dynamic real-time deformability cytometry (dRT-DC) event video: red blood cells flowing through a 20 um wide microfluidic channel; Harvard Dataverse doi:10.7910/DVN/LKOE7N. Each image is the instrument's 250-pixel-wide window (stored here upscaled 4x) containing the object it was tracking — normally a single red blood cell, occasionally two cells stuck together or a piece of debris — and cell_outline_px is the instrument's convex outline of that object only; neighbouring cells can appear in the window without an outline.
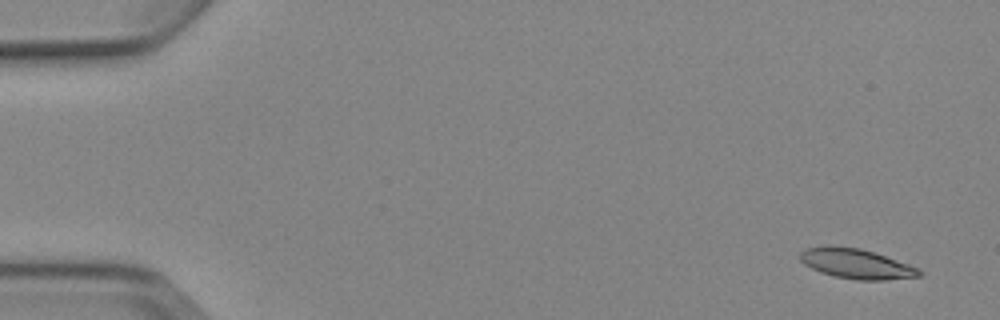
{"species": "Egyptian fruit bat (a non-hibernating species)", "species_latin": "Rousettus aegyptiacus", "temperature_condition": "cold", "stored_images_in_passage": 5, "camera_frame_rate_fps": 3000, "um_per_image_px": 0.085, "animal": {"sex": "female"}, "frame": {"image": 1, "passage_image": 1, "time_ms": 0.0, "image_size_px": [1000, 320], "cell_outline_px": [[924, 272], [920, 276], [884, 280], [856, 280], [836, 276], [820, 272], [804, 264], [800, 260], [800, 252], [804, 248], [824, 244], [832, 244], [860, 248], [908, 264]], "centroid_in_image_um": [72.71, 22.39], "position_along_channel_um": 12.3, "area_um2": 20.87}}